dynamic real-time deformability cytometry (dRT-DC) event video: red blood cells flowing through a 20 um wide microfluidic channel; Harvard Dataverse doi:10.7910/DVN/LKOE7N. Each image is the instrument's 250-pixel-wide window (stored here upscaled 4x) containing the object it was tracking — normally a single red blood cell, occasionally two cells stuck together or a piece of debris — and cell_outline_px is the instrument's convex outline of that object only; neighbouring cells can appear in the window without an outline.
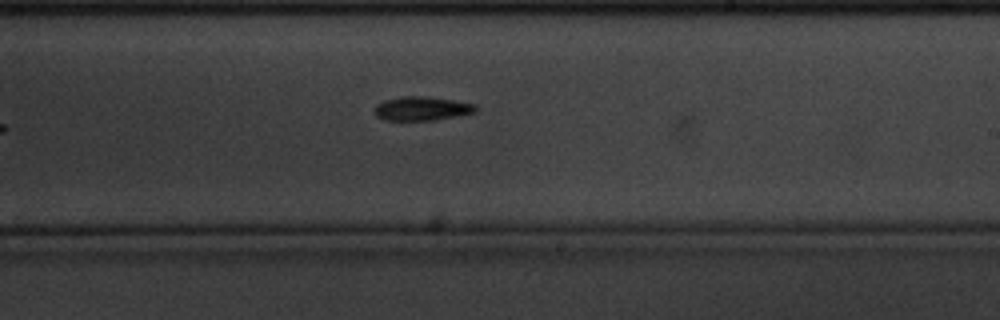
{"species": "common noctule bat (a hibernating species)", "species_latin": "Nyctalus noctula", "temperature_condition": "cold", "stored_images_in_passage": 10, "camera_frame_rate_fps": 3000, "um_per_image_px": 0.085, "animal": {"sex": "male", "body_mass_g": 20.1, "forearm_length_mm": 53.5}, "frame": {"image": 1, "passage_image": 10, "time_ms": 3.0, "image_size_px": [1000, 320], "cell_outline_px": [[476, 112], [436, 120], [384, 120], [376, 116], [372, 112], [376, 104], [384, 100], [400, 96], [424, 96], [456, 100], [476, 104]], "centroid_in_image_um": [35.82, 9.22], "position_along_channel_um": 253.2, "area_um2": 14.33}}